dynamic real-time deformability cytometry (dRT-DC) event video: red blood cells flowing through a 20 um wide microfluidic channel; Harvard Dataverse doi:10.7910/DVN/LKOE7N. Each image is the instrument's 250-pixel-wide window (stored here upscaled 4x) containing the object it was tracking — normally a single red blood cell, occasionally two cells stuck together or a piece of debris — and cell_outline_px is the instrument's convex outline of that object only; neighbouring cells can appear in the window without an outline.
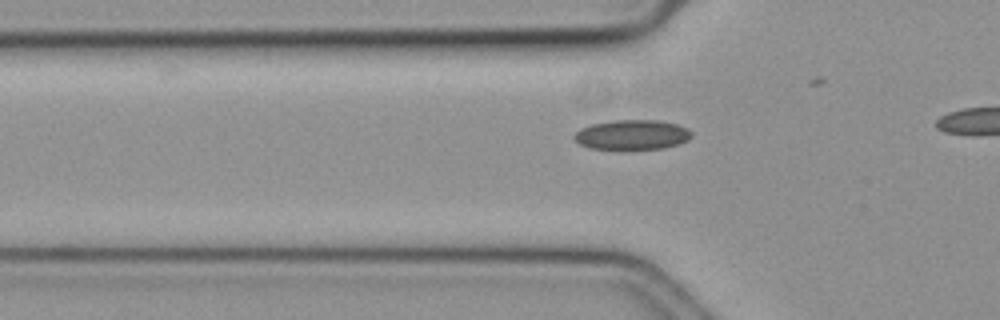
{"species": "common noctule bat (a hibernating species)", "species_latin": "Nyctalus noctula", "temperature_condition": "cold", "stored_images_in_passage": 18, "camera_frame_rate_fps": 3000, "um_per_image_px": 0.085, "animal": {"sex": "female", "body_mass_g": 19.3, "forearm_length_mm": 54.1}, "frame": {"image": 1, "passage_image": 15, "time_ms": 4.667, "image_size_px": [1000, 320], "cell_outline_px": [[692, 136], [688, 140], [664, 148], [588, 148], [580, 144], [572, 136], [580, 128], [588, 124], [612, 120], [656, 120], [676, 124], [688, 128], [692, 132]], "centroid_in_image_um": [53.7, 11.43], "position_along_channel_um": 72.1, "area_um2": 20.23}}